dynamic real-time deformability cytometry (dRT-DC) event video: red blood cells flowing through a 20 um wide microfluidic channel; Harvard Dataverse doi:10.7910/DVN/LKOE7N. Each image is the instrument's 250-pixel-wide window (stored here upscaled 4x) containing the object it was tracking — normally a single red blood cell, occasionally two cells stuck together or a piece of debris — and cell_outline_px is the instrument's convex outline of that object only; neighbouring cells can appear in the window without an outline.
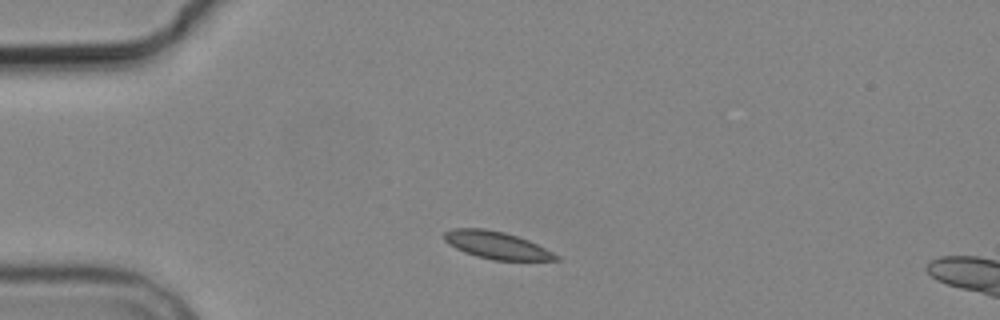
{"species": "common noctule bat (a hibernating species)", "species_latin": "Nyctalus noctula", "temperature_condition": "cold", "stored_images_in_passage": 3, "camera_frame_rate_fps": 3000, "um_per_image_px": 0.085, "animal": {"sex": "male", "body_mass_g": 19.2, "forearm_length_mm": 51.8}, "frame": {"image": 1, "passage_image": 1, "time_ms": 0.0, "image_size_px": [1000, 320], "cell_outline_px": [[560, 260], [492, 260], [476, 256], [464, 252], [448, 244], [444, 240], [444, 232], [452, 228], [484, 228], [504, 232], [528, 240], [560, 256]], "centroid_in_image_um": [42.18, 20.84], "position_along_channel_um": 42.8, "area_um2": 17.74}}